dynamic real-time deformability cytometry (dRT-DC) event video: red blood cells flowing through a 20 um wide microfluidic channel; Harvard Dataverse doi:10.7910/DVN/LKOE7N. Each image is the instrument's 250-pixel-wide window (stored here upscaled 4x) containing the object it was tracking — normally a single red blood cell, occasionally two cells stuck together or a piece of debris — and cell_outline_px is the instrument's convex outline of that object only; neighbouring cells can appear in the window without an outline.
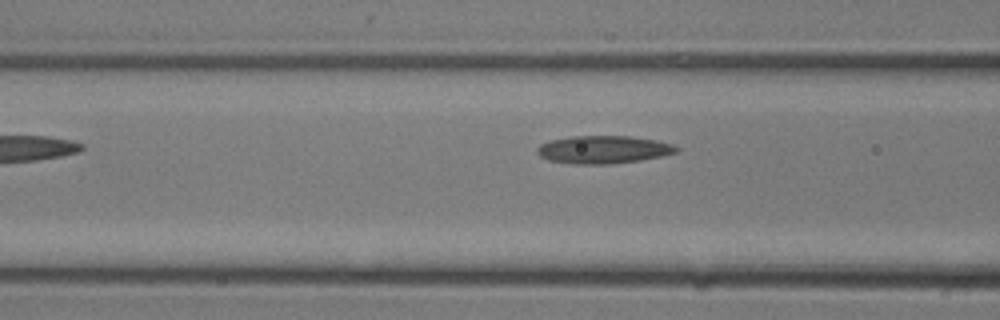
{"species": "common noctule bat (a hibernating species)", "species_latin": "Nyctalus noctula", "temperature_condition": "room temperature", "stored_images_in_passage": 10, "camera_frame_rate_fps": 3000, "um_per_image_px": 0.085, "animal": {"sex": "male", "body_mass_g": 13.3}, "frame": {"image": 1, "passage_image": 10, "time_ms": 3.0, "image_size_px": [1000, 320], "cell_outline_px": [[680, 148], [676, 152], [660, 156], [640, 160], [612, 164], [572, 164], [548, 160], [540, 156], [536, 152], [536, 148], [540, 144], [552, 140], [576, 136], [628, 136], [656, 140], [672, 144]], "centroid_in_image_um": [51.27, 12.72], "position_along_channel_um": 115.3, "area_um2": 22.48}}